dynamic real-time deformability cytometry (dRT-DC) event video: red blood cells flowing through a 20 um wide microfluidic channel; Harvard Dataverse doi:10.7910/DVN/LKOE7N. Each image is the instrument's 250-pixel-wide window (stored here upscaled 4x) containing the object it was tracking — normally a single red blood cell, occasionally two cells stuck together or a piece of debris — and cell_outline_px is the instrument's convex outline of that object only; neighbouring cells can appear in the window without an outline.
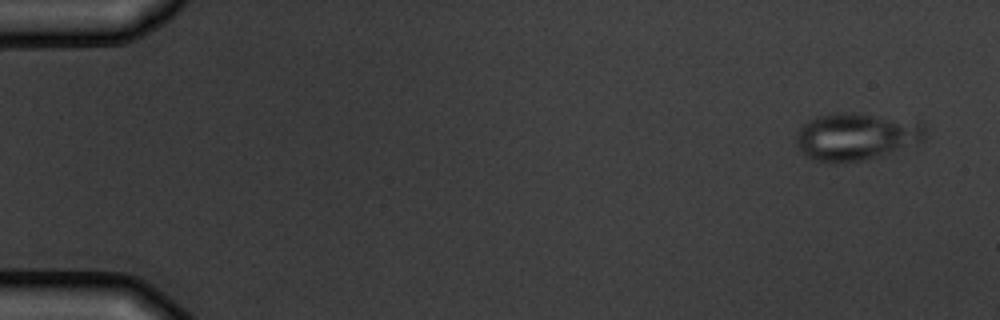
{"species": "common noctule bat (a hibernating species)", "species_latin": "Nyctalus noctula", "temperature_condition": "warm", "stored_images_in_passage": 4, "camera_frame_rate_fps": 3000, "um_per_image_px": 0.085, "animal": {"sex": "male", "body_mass_g": 19.5, "forearm_length_mm": 54.6}, "frame": {"image": 1, "passage_image": 1, "time_ms": 0.0, "image_size_px": [1000, 320], "cell_outline_px": [[924, 140], [880, 156], [864, 160], [844, 164], [832, 164], [816, 160], [808, 156], [796, 144], [796, 132], [808, 120], [816, 116], [844, 112], [860, 112], [920, 120], [924, 124]], "centroid_in_image_um": [72.8, 11.59], "position_along_channel_um": 12.2, "area_um2": 36.24}}